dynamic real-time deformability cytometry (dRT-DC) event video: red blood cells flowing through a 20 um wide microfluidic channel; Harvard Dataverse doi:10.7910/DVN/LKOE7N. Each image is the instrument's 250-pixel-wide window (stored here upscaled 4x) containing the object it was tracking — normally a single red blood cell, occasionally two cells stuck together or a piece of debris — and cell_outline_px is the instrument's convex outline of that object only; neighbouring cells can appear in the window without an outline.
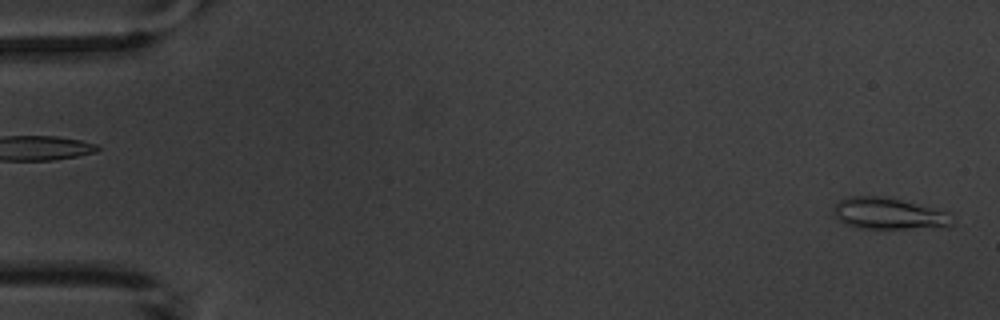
{"species": "common noctule bat (a hibernating species)", "species_latin": "Nyctalus noctula", "temperature_condition": "warm", "stored_images_in_passage": 5, "segment_of_instrument_passage": [2, 2], "camera_frame_rate_fps": 3000, "um_per_image_px": 0.085, "animal": {"sex": "male", "body_mass_g": 20.1, "forearm_length_mm": 53.5}, "frame": {"image": 1, "passage_image": 5, "time_ms": 6.0, "image_size_px": [1000, 320], "cell_outline_px": [[956, 224], [948, 228], [856, 228], [844, 224], [836, 216], [836, 204], [840, 200], [848, 196], [884, 196], [952, 212], [956, 220]], "centroid_in_image_um": [75.7, 18.17], "position_along_channel_um": 9.3, "area_um2": 22.2}}